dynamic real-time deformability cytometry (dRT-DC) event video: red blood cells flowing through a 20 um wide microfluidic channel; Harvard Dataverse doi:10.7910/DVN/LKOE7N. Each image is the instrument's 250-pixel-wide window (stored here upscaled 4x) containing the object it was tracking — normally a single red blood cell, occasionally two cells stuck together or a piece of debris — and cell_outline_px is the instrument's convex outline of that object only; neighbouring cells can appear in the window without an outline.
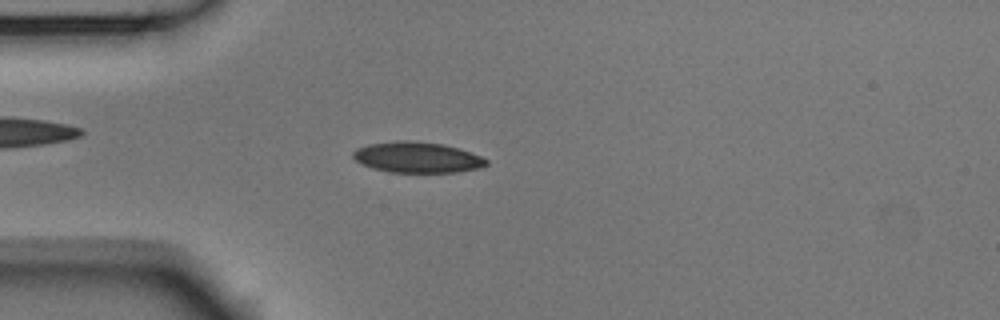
{"species": "Egyptian fruit bat (a non-hibernating species)", "species_latin": "Rousettus aegyptiacus", "temperature_condition": "room temperature", "stored_images_in_passage": 53, "camera_frame_rate_fps": 3000, "um_per_image_px": 0.085, "animal": {"sex": "male"}, "frame": {"image": 1, "passage_image": 14, "time_ms": 4.333, "image_size_px": [1000, 320], "cell_outline_px": [[488, 164], [480, 168], [456, 172], [388, 172], [372, 168], [356, 160], [352, 156], [352, 152], [356, 148], [368, 144], [396, 140], [408, 140], [444, 144], [460, 148], [480, 156], [488, 160]], "centroid_in_image_um": [35.46, 13.36], "position_along_channel_um": 49.5, "area_um2": 23.99}}
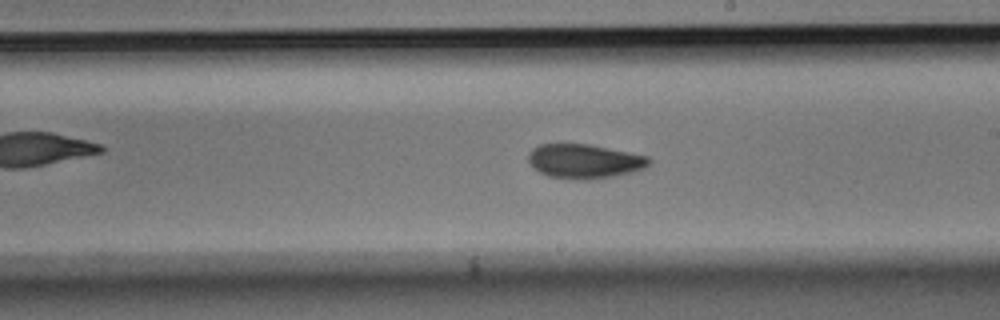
{"frame": {"image": 2, "passage_image": 30, "time_ms": 9.667, "image_size_px": [1000, 320], "cell_outline_px": [[652, 160], [644, 168], [632, 172], [612, 176], [588, 180], [580, 180], [548, 176], [532, 168], [528, 160], [528, 152], [532, 148], [540, 144], [588, 144], [648, 156]], "centroid_in_image_um": [49.64, 13.7], "position_along_channel_um": 239.4, "area_um2": 24.1}}
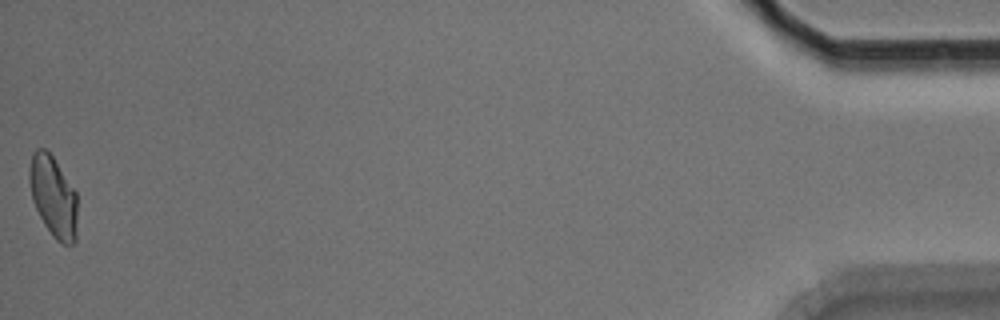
{"frame": {"image": 3, "passage_image": 53, "time_ms": 17.333, "image_size_px": [1000, 320], "cell_outline_px": [[76, 240], [72, 244], [60, 244], [52, 236], [44, 224], [32, 200], [28, 180], [28, 172], [32, 152], [36, 148], [44, 148], [52, 156], [76, 192]], "centroid_in_image_um": [4.5, 16.71], "position_along_channel_um": 430.7, "area_um2": 22.66}, "authors_computed_cell_mechanics": {"area_um2": 23.3512, "velocity_mm_per_s": 3.7559, "shape_relaxation_time_tau1_ms": 4.7766, "shape_relaxation_time_tau2_ms": 3.5957, "deformation_change_tau1": 0.1189, "deformation_change_tau2": 0.0811}}